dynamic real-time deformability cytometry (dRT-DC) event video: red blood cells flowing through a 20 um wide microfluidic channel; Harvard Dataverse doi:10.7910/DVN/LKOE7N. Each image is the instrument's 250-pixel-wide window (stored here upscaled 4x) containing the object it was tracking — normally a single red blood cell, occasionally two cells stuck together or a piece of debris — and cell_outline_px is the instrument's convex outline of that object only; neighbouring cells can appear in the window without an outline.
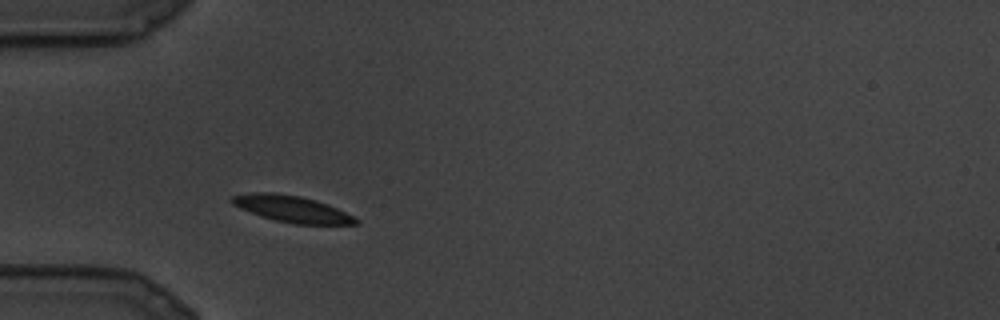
{"species": "common noctule bat (a hibernating species)", "species_latin": "Nyctalus noctula", "temperature_condition": "cold", "stored_images_in_passage": 11, "camera_frame_rate_fps": 3000, "um_per_image_px": 0.085, "animal": {"sex": "male", "body_mass_g": 19.5, "forearm_length_mm": 54.6}, "frame": {"image": 1, "passage_image": 2, "time_ms": 0.333, "image_size_px": [1000, 320], "cell_outline_px": [[360, 220], [356, 224], [296, 224], [276, 220], [260, 216], [240, 208], [232, 204], [228, 200], [232, 196], [252, 192], [272, 192], [300, 196], [316, 200], [336, 208]], "centroid_in_image_um": [24.76, 17.75], "position_along_channel_um": 60.2, "area_um2": 18.96}}
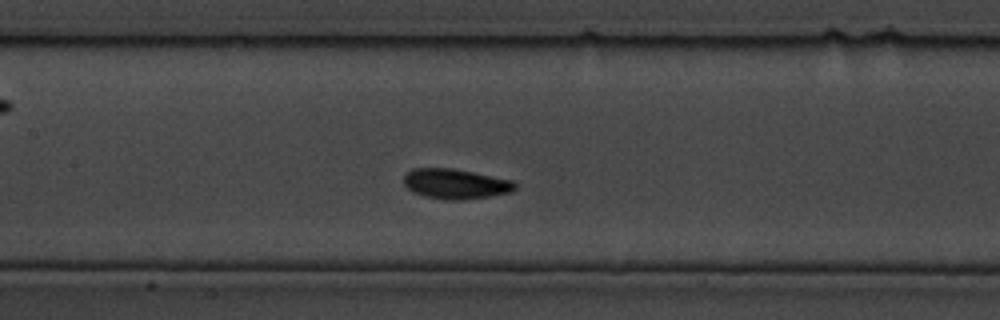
{"frame": {"image": 2, "passage_image": 7, "time_ms": 2.0, "image_size_px": [1000, 320], "cell_outline_px": [[516, 188], [512, 192], [488, 196], [460, 200], [448, 200], [424, 196], [412, 192], [404, 184], [404, 176], [412, 168], [452, 168], [512, 180], [516, 184]], "centroid_in_image_um": [38.7, 15.63], "position_along_channel_um": 168.7, "area_um2": 19.36}}
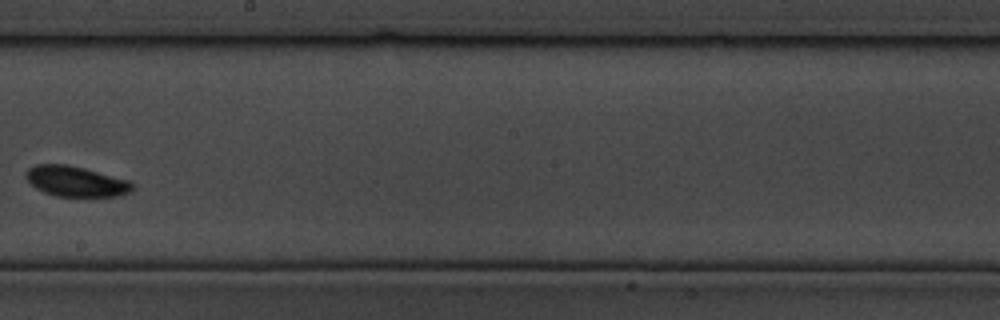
{"frame": {"image": 3, "passage_image": 10, "time_ms": 3.0, "image_size_px": [1000, 320], "cell_outline_px": [[136, 188], [132, 192], [116, 196], [56, 196], [44, 192], [36, 188], [24, 176], [28, 168], [36, 164], [68, 164], [132, 180]], "centroid_in_image_um": [6.51, 15.41], "position_along_channel_um": 241.7, "area_um2": 19.13}}